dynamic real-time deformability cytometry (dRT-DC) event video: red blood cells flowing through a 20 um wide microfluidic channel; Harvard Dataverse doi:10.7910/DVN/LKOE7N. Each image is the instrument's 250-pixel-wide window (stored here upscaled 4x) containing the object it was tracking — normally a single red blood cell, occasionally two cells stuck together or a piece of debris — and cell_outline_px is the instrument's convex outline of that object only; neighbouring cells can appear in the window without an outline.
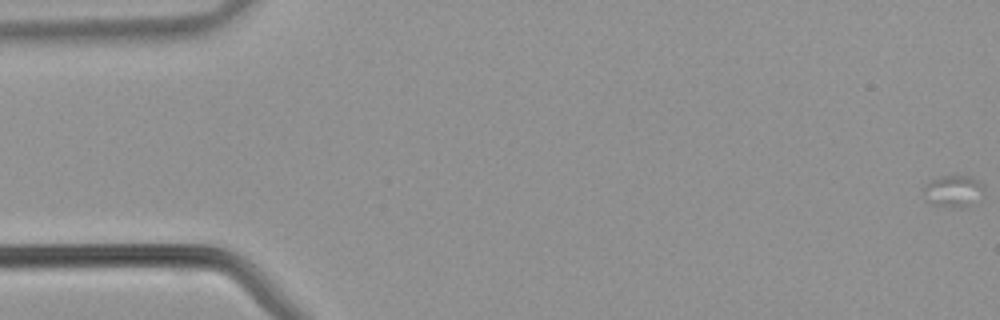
{"species": "common noctule bat (a hibernating species)", "species_latin": "Nyctalus noctula", "temperature_condition": "warm", "stored_images_in_passage": 10, "camera_frame_rate_fps": 3000, "um_per_image_px": 0.085, "animal": {"sex": "male", "body_mass_g": 21.5, "forearm_length_mm": 52.0}, "frame": {"image": 1, "passage_image": 1, "time_ms": 0.0, "image_size_px": [1000, 320], "cell_outline_px": [[984, 188], [964, 208], [956, 208], [928, 204], [924, 200], [924, 184], [932, 180], [944, 176], [972, 176], [984, 184]], "centroid_in_image_um": [80.94, 16.24], "position_along_channel_um": 4.1, "area_um2": 10.98}}